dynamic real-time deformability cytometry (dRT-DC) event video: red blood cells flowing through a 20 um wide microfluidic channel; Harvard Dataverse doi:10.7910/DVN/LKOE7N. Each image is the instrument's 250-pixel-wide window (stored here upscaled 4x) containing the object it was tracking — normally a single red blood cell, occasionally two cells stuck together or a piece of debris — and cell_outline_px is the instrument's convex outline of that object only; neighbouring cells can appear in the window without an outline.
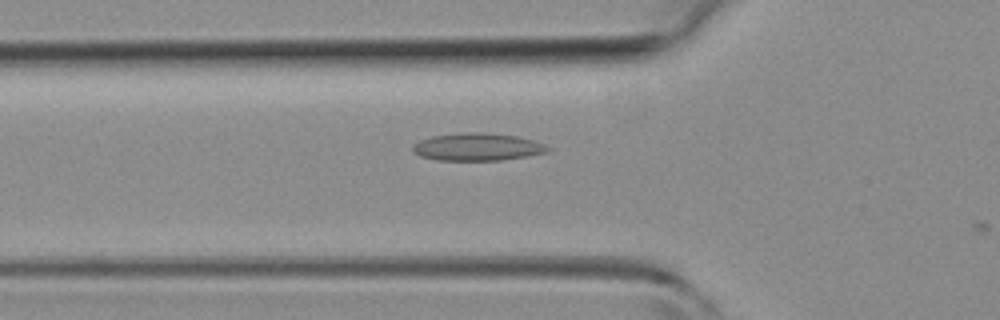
{"species": "common noctule bat (a hibernating species)", "species_latin": "Nyctalus noctula", "temperature_condition": "room temperature", "stored_images_in_passage": 12, "camera_frame_rate_fps": 3000, "um_per_image_px": 0.085, "animal": {"sex": "female", "body_mass_g": 19.3, "forearm_length_mm": 54.1}, "frame": {"image": 1, "passage_image": 11, "time_ms": 3.333, "image_size_px": [1000, 320], "cell_outline_px": [[552, 148], [544, 152], [528, 156], [500, 160], [436, 160], [420, 156], [412, 152], [412, 144], [420, 140], [432, 136], [464, 132], [484, 132], [516, 136], [532, 140], [544, 144]], "centroid_in_image_um": [40.53, 12.48], "position_along_channel_um": 85.3, "area_um2": 21.68}}